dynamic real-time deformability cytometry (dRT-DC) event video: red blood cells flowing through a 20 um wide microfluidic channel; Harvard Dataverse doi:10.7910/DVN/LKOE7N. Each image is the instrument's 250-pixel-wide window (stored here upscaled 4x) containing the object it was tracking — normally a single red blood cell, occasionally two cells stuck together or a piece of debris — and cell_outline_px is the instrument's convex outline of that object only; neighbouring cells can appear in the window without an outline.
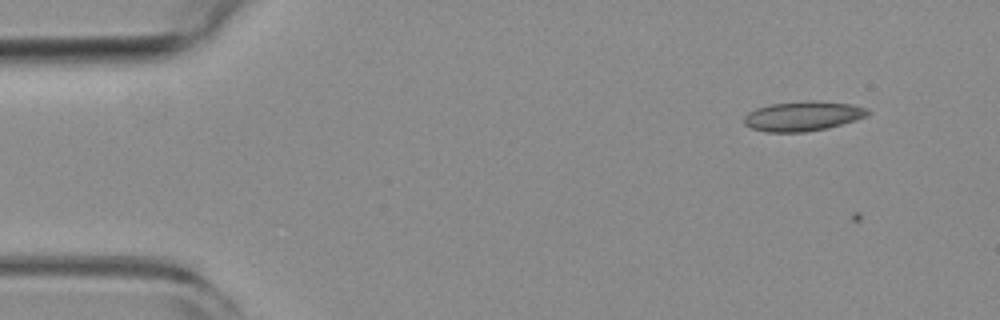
{"species": "common noctule bat (a hibernating species)", "species_latin": "Nyctalus noctula", "temperature_condition": "room temperature", "stored_images_in_passage": 2, "camera_frame_rate_fps": 3000, "um_per_image_px": 0.085, "animal": {"sex": "female", "body_mass_g": 19.3, "forearm_length_mm": 54.1}, "frame": {"image": 1, "passage_image": 1, "time_ms": 0.0, "image_size_px": [1000, 320], "cell_outline_px": [[868, 112], [864, 116], [856, 120], [828, 128], [804, 132], [764, 132], [752, 128], [744, 124], [744, 116], [748, 112], [756, 108], [772, 104], [804, 100], [816, 100], [852, 104], [868, 108]], "centroid_in_image_um": [68.22, 9.86], "position_along_channel_um": 16.8, "area_um2": 21.5}}